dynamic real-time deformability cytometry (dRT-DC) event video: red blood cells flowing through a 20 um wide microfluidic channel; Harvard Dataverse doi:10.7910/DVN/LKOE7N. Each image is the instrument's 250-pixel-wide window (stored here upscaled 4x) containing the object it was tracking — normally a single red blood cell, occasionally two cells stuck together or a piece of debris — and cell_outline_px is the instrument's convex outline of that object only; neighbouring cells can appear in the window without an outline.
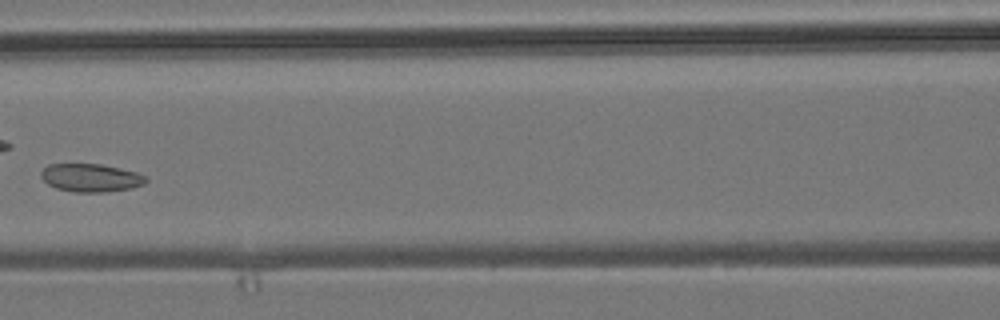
{"species": "common noctule bat (a hibernating species)", "species_latin": "Nyctalus noctula", "temperature_condition": "room temperature", "stored_images_in_passage": 6, "camera_frame_rate_fps": 3000, "um_per_image_px": 0.085, "animal": {"sex": "male", "body_mass_g": 19.2, "forearm_length_mm": 51.8}, "frame": {"image": 1, "passage_image": 6, "time_ms": 6.667, "image_size_px": [1000, 320], "cell_outline_px": [[148, 180], [144, 184], [132, 188], [108, 192], [72, 192], [56, 188], [48, 184], [40, 176], [40, 172], [48, 164], [100, 164], [136, 172], [144, 176]], "centroid_in_image_um": [7.7, 15.12], "position_along_channel_um": 158.9, "area_um2": 17.17}}